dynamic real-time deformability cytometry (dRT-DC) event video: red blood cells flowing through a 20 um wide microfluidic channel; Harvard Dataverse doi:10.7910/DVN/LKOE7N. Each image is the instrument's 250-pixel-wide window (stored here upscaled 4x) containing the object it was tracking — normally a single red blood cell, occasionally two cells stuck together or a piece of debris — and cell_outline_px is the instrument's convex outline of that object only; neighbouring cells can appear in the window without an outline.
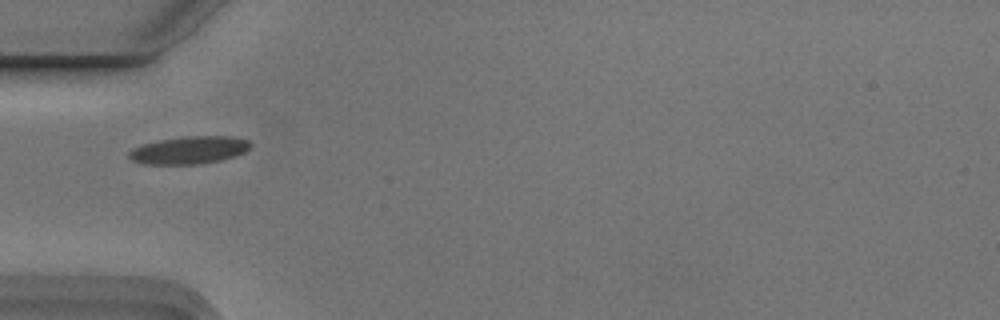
{"species": "Egyptian fruit bat (a non-hibernating species)", "species_latin": "Rousettus aegyptiacus", "temperature_condition": "cold", "stored_images_in_passage": 6, "camera_frame_rate_fps": 3000, "um_per_image_px": 0.085, "animal": {"sex": "male"}, "frame": {"image": 1, "passage_image": 2, "time_ms": 0.333, "image_size_px": [1000, 320], "cell_outline_px": [[252, 144], [244, 152], [236, 156], [220, 160], [196, 164], [144, 164], [132, 160], [128, 156], [128, 152], [132, 148], [144, 144], [160, 140], [180, 136], [236, 136], [248, 140]], "centroid_in_image_um": [16.09, 12.75], "position_along_channel_um": 68.9, "area_um2": 19.59}}
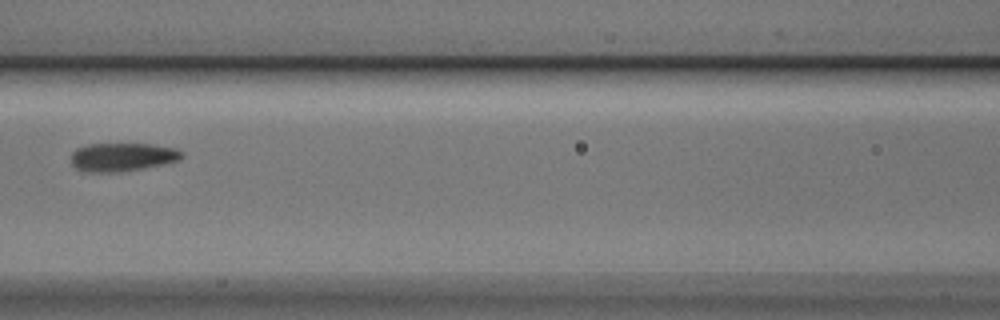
{"frame": {"image": 2, "passage_image": 4, "time_ms": 1.0, "image_size_px": [1000, 320], "cell_outline_px": [[184, 156], [176, 160], [160, 164], [140, 168], [116, 172], [88, 172], [76, 168], [72, 164], [72, 152], [76, 148], [88, 144], [152, 144], [176, 148], [184, 152]], "centroid_in_image_um": [10.38, 13.33], "position_along_channel_um": 156.2, "area_um2": 18.09}}
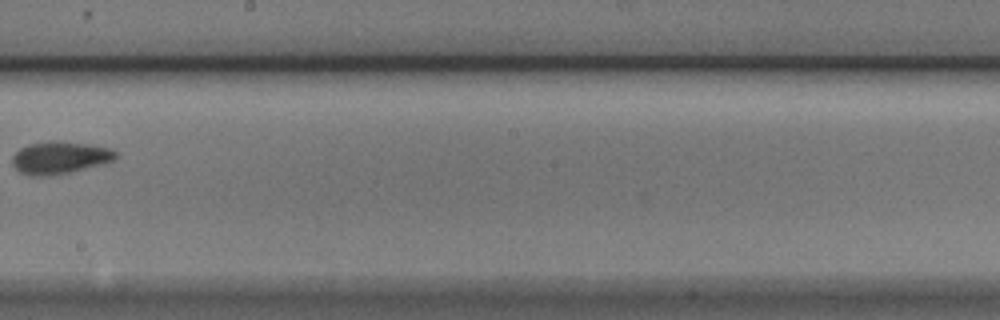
{"frame": {"image": 3, "passage_image": 6, "time_ms": 1.667, "image_size_px": [1000, 320], "cell_outline_px": [[120, 156], [112, 160], [100, 164], [72, 172], [44, 176], [32, 176], [20, 172], [12, 164], [12, 156], [20, 148], [28, 144], [48, 140], [56, 140], [88, 144], [112, 148]], "centroid_in_image_um": [5.08, 13.38], "position_along_channel_um": 243.1, "area_um2": 19.65}}